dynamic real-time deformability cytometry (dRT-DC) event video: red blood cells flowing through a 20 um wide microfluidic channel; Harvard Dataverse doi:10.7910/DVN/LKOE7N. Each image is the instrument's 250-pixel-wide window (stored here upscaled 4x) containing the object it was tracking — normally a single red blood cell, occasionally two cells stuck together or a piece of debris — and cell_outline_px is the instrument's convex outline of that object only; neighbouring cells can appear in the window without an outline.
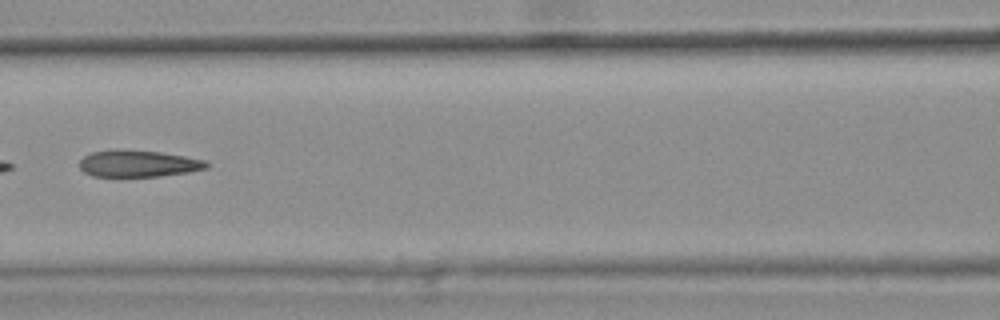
{"species": "common noctule bat (a hibernating species)", "species_latin": "Nyctalus noctula", "temperature_condition": "warm", "stored_images_in_passage": 8, "camera_frame_rate_fps": 3000, "um_per_image_px": 0.085, "animal": {"sex": "female", "body_mass_g": 25.1}, "frame": {"image": 1, "passage_image": 7, "time_ms": 2.0, "image_size_px": [1000, 320], "cell_outline_px": [[208, 168], [188, 172], [156, 176], [92, 176], [84, 172], [80, 168], [80, 160], [84, 156], [92, 152], [112, 148], [124, 148], [160, 152], [208, 160]], "centroid_in_image_um": [11.73, 13.88], "position_along_channel_um": 154.9, "area_um2": 20.06}}